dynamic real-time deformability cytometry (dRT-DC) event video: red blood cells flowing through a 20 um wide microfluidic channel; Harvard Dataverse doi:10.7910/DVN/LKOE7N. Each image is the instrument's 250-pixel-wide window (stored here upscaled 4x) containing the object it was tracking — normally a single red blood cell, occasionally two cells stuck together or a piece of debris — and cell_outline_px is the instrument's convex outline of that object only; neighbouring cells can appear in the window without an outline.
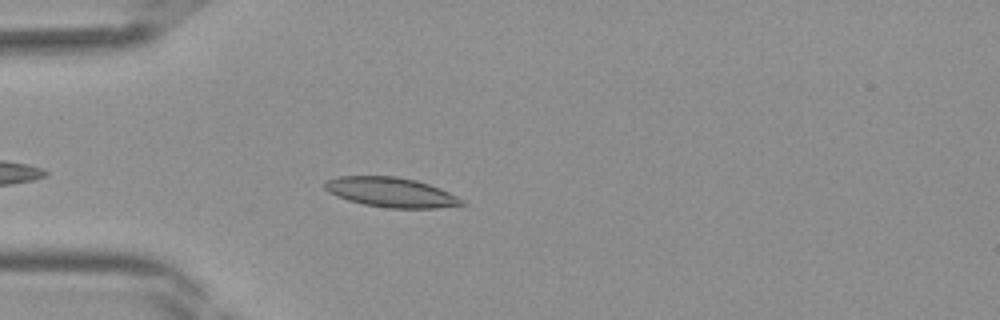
{"species": "Egyptian fruit bat (a non-hibernating species)", "species_latin": "Rousettus aegyptiacus", "temperature_condition": "room temperature", "stored_images_in_passage": 33, "camera_frame_rate_fps": 3000, "um_per_image_px": 0.085, "frame": {"image": 1, "passage_image": 4, "time_ms": 1.0, "image_size_px": [1000, 320], "cell_outline_px": [[468, 204], [436, 208], [388, 208], [364, 204], [348, 200], [336, 196], [328, 192], [324, 188], [324, 184], [328, 180], [340, 176], [396, 176], [416, 180], [440, 188], [464, 200]], "centroid_in_image_um": [33.25, 16.35], "position_along_channel_um": 51.8, "area_um2": 23.7}}
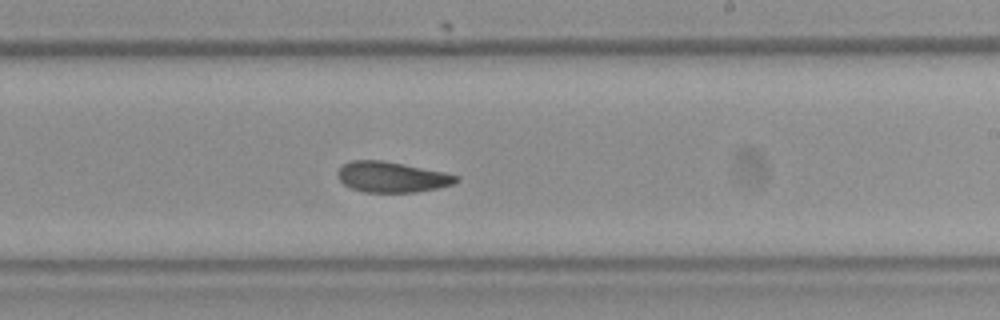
{"frame": {"image": 2, "passage_image": 17, "time_ms": 5.333, "image_size_px": [1000, 320], "cell_outline_px": [[460, 180], [452, 184], [436, 188], [416, 192], [364, 192], [352, 188], [344, 184], [336, 176], [336, 172], [344, 164], [352, 160], [380, 160], [404, 164], [444, 172], [460, 176]], "centroid_in_image_um": [33.3, 15.04], "position_along_channel_um": 255.7, "area_um2": 21.04}}
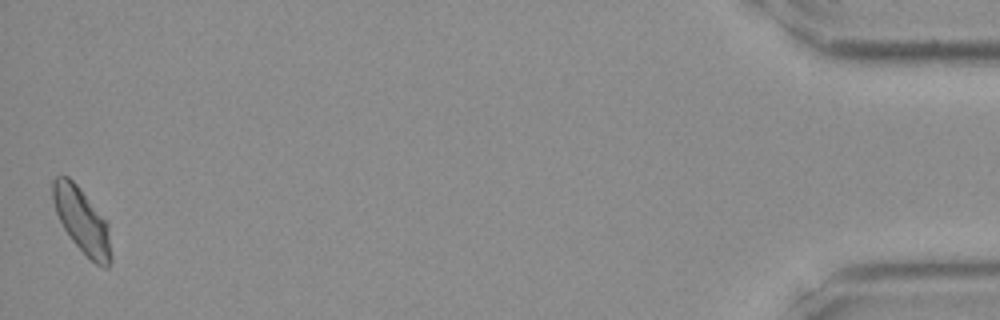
{"frame": {"image": 3, "passage_image": 33, "time_ms": 10.667, "image_size_px": [1000, 320], "cell_outline_px": [[112, 260], [108, 268], [104, 268], [96, 264], [72, 240], [64, 228], [56, 212], [52, 200], [52, 180], [56, 176], [68, 176], [76, 184], [108, 224], [112, 256]], "centroid_in_image_um": [6.97, 18.77], "position_along_channel_um": 428.2, "area_um2": 21.73}}